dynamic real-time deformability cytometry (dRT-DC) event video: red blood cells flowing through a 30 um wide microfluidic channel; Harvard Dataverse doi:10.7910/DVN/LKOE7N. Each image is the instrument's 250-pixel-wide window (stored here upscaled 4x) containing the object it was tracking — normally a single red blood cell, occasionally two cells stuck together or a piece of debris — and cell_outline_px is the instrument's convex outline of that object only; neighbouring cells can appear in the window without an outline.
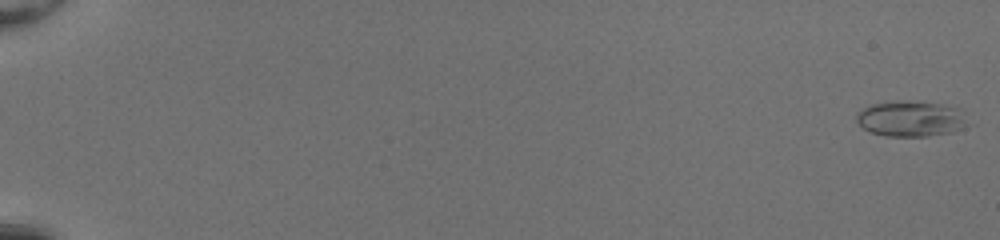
{"species": "common noctule bat (a hibernating species)", "species_latin": "Nyctalus noctula", "temperature_condition": "room temperature", "stored_images_in_passage": 54, "camera_frame_rate_fps": 3000, "um_per_image_px": 0.085, "animal": {"sex": "female", "body_mass_g": 20.0, "forearm_length_mm": 54.0}, "frame": {"image": 1, "passage_image": 2, "time_ms": 0.333, "image_size_px": [1000, 240], "cell_outline_px": [[976, 124], [952, 132], [928, 136], [888, 136], [872, 132], [864, 128], [856, 120], [856, 112], [872, 104], [892, 100], [908, 100], [940, 104], [960, 108]], "centroid_in_image_um": [77.54, 10.08], "position_along_channel_um": 7.5, "area_um2": 23.81}}
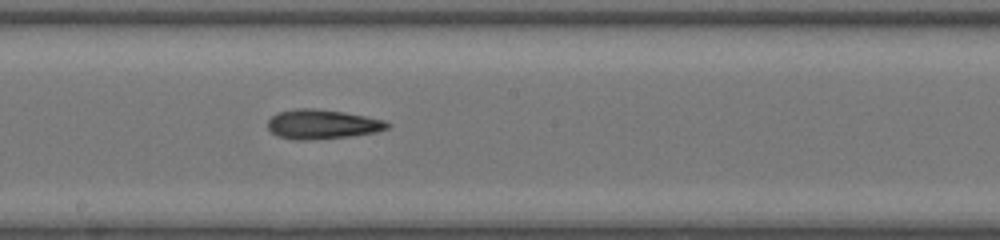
{"frame": {"image": 2, "passage_image": 33, "time_ms": 10.667, "image_size_px": [1000, 240], "cell_outline_px": [[392, 124], [388, 128], [376, 132], [352, 136], [304, 140], [292, 140], [276, 136], [268, 128], [268, 120], [276, 112], [296, 108], [312, 108], [344, 112], [384, 120]], "centroid_in_image_um": [27.36, 10.56], "position_along_channel_um": 220.8, "area_um2": 20.63}}
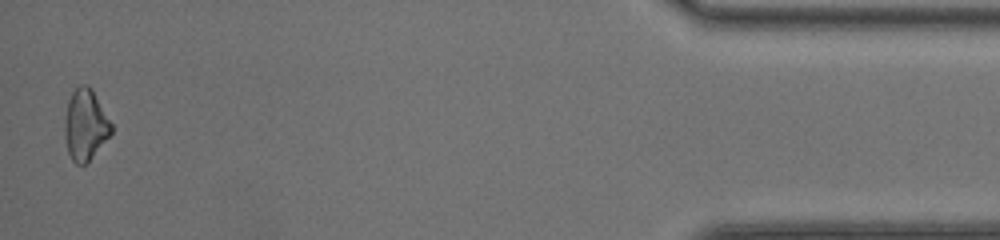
{"frame": {"image": 3, "passage_image": 53, "time_ms": 17.333, "image_size_px": [1000, 240], "cell_outline_px": [[112, 132], [88, 160], [84, 164], [76, 164], [72, 160], [68, 152], [64, 136], [64, 120], [68, 100], [72, 92], [80, 84], [88, 84], [92, 88], [112, 124]], "centroid_in_image_um": [7.23, 10.57], "position_along_channel_um": 428.0, "area_um2": 19.13}, "authors_computed_cell_mechanics": {"area_um2": 21.0392, "velocity_mm_per_s": 4.1907, "shape_relaxation_time_tau1_ms": null, "shape_relaxation_time_tau2_ms": 0.9938, "deformation_change_tau1": null, "deformation_change_tau2": 0.0807}}